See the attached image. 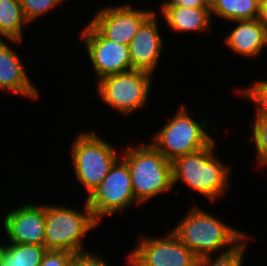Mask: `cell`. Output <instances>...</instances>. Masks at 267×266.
<instances>
[{
	"label": "cell",
	"instance_id": "1",
	"mask_svg": "<svg viewBox=\"0 0 267 266\" xmlns=\"http://www.w3.org/2000/svg\"><path fill=\"white\" fill-rule=\"evenodd\" d=\"M190 211V212H189ZM171 231L197 258L210 256L217 250L232 251L249 238L243 231L232 228L203 209L193 207Z\"/></svg>",
	"mask_w": 267,
	"mask_h": 266
},
{
	"label": "cell",
	"instance_id": "8",
	"mask_svg": "<svg viewBox=\"0 0 267 266\" xmlns=\"http://www.w3.org/2000/svg\"><path fill=\"white\" fill-rule=\"evenodd\" d=\"M86 202L99 224L104 216L115 215L133 202L140 204L133 193L129 168L122 159L119 158L113 164L101 184L89 197H86Z\"/></svg>",
	"mask_w": 267,
	"mask_h": 266
},
{
	"label": "cell",
	"instance_id": "17",
	"mask_svg": "<svg viewBox=\"0 0 267 266\" xmlns=\"http://www.w3.org/2000/svg\"><path fill=\"white\" fill-rule=\"evenodd\" d=\"M210 10L230 22L261 19V0H210Z\"/></svg>",
	"mask_w": 267,
	"mask_h": 266
},
{
	"label": "cell",
	"instance_id": "6",
	"mask_svg": "<svg viewBox=\"0 0 267 266\" xmlns=\"http://www.w3.org/2000/svg\"><path fill=\"white\" fill-rule=\"evenodd\" d=\"M184 106L154 134L151 144L170 162L198 151L213 141L206 132V121L196 122Z\"/></svg>",
	"mask_w": 267,
	"mask_h": 266
},
{
	"label": "cell",
	"instance_id": "19",
	"mask_svg": "<svg viewBox=\"0 0 267 266\" xmlns=\"http://www.w3.org/2000/svg\"><path fill=\"white\" fill-rule=\"evenodd\" d=\"M46 252L41 245L0 244V266H39Z\"/></svg>",
	"mask_w": 267,
	"mask_h": 266
},
{
	"label": "cell",
	"instance_id": "9",
	"mask_svg": "<svg viewBox=\"0 0 267 266\" xmlns=\"http://www.w3.org/2000/svg\"><path fill=\"white\" fill-rule=\"evenodd\" d=\"M167 236L141 237L128 253L130 266H196V255L171 231Z\"/></svg>",
	"mask_w": 267,
	"mask_h": 266
},
{
	"label": "cell",
	"instance_id": "25",
	"mask_svg": "<svg viewBox=\"0 0 267 266\" xmlns=\"http://www.w3.org/2000/svg\"><path fill=\"white\" fill-rule=\"evenodd\" d=\"M69 266H110L103 260L101 255L84 252L74 254Z\"/></svg>",
	"mask_w": 267,
	"mask_h": 266
},
{
	"label": "cell",
	"instance_id": "11",
	"mask_svg": "<svg viewBox=\"0 0 267 266\" xmlns=\"http://www.w3.org/2000/svg\"><path fill=\"white\" fill-rule=\"evenodd\" d=\"M128 5L106 6L98 9L90 23L108 40L129 45L141 25L154 13Z\"/></svg>",
	"mask_w": 267,
	"mask_h": 266
},
{
	"label": "cell",
	"instance_id": "24",
	"mask_svg": "<svg viewBox=\"0 0 267 266\" xmlns=\"http://www.w3.org/2000/svg\"><path fill=\"white\" fill-rule=\"evenodd\" d=\"M73 255L68 251L47 250L39 266H69Z\"/></svg>",
	"mask_w": 267,
	"mask_h": 266
},
{
	"label": "cell",
	"instance_id": "4",
	"mask_svg": "<svg viewBox=\"0 0 267 266\" xmlns=\"http://www.w3.org/2000/svg\"><path fill=\"white\" fill-rule=\"evenodd\" d=\"M84 211H77L65 205H45V239L47 250L68 251L74 254L88 252L83 248V237L98 222L85 200Z\"/></svg>",
	"mask_w": 267,
	"mask_h": 266
},
{
	"label": "cell",
	"instance_id": "14",
	"mask_svg": "<svg viewBox=\"0 0 267 266\" xmlns=\"http://www.w3.org/2000/svg\"><path fill=\"white\" fill-rule=\"evenodd\" d=\"M0 90L30 99L39 96L20 57L3 39H0Z\"/></svg>",
	"mask_w": 267,
	"mask_h": 266
},
{
	"label": "cell",
	"instance_id": "18",
	"mask_svg": "<svg viewBox=\"0 0 267 266\" xmlns=\"http://www.w3.org/2000/svg\"><path fill=\"white\" fill-rule=\"evenodd\" d=\"M25 19L20 0H0V39L13 43L23 40V24Z\"/></svg>",
	"mask_w": 267,
	"mask_h": 266
},
{
	"label": "cell",
	"instance_id": "13",
	"mask_svg": "<svg viewBox=\"0 0 267 266\" xmlns=\"http://www.w3.org/2000/svg\"><path fill=\"white\" fill-rule=\"evenodd\" d=\"M156 11L141 25L129 43L131 70L155 73L158 66L163 40L159 33Z\"/></svg>",
	"mask_w": 267,
	"mask_h": 266
},
{
	"label": "cell",
	"instance_id": "12",
	"mask_svg": "<svg viewBox=\"0 0 267 266\" xmlns=\"http://www.w3.org/2000/svg\"><path fill=\"white\" fill-rule=\"evenodd\" d=\"M8 243L44 246L45 204H25L8 211L3 219Z\"/></svg>",
	"mask_w": 267,
	"mask_h": 266
},
{
	"label": "cell",
	"instance_id": "21",
	"mask_svg": "<svg viewBox=\"0 0 267 266\" xmlns=\"http://www.w3.org/2000/svg\"><path fill=\"white\" fill-rule=\"evenodd\" d=\"M237 92L243 99L247 98L256 104L255 118H267V80L257 81Z\"/></svg>",
	"mask_w": 267,
	"mask_h": 266
},
{
	"label": "cell",
	"instance_id": "15",
	"mask_svg": "<svg viewBox=\"0 0 267 266\" xmlns=\"http://www.w3.org/2000/svg\"><path fill=\"white\" fill-rule=\"evenodd\" d=\"M238 23L232 31L227 34L224 41L227 47L236 54L245 57H257L267 46V27L262 19L237 20Z\"/></svg>",
	"mask_w": 267,
	"mask_h": 266
},
{
	"label": "cell",
	"instance_id": "2",
	"mask_svg": "<svg viewBox=\"0 0 267 266\" xmlns=\"http://www.w3.org/2000/svg\"><path fill=\"white\" fill-rule=\"evenodd\" d=\"M215 140L207 147L177 157L172 162L173 187L177 182L216 202L228 190L231 166L219 161L214 155Z\"/></svg>",
	"mask_w": 267,
	"mask_h": 266
},
{
	"label": "cell",
	"instance_id": "10",
	"mask_svg": "<svg viewBox=\"0 0 267 266\" xmlns=\"http://www.w3.org/2000/svg\"><path fill=\"white\" fill-rule=\"evenodd\" d=\"M79 37L88 52L97 81L108 75L131 70L128 45L106 39L90 22Z\"/></svg>",
	"mask_w": 267,
	"mask_h": 266
},
{
	"label": "cell",
	"instance_id": "3",
	"mask_svg": "<svg viewBox=\"0 0 267 266\" xmlns=\"http://www.w3.org/2000/svg\"><path fill=\"white\" fill-rule=\"evenodd\" d=\"M124 151L120 158L129 168L133 193L140 204L165 191H172V162L151 143L131 145Z\"/></svg>",
	"mask_w": 267,
	"mask_h": 266
},
{
	"label": "cell",
	"instance_id": "27",
	"mask_svg": "<svg viewBox=\"0 0 267 266\" xmlns=\"http://www.w3.org/2000/svg\"><path fill=\"white\" fill-rule=\"evenodd\" d=\"M261 19L267 24V0H261Z\"/></svg>",
	"mask_w": 267,
	"mask_h": 266
},
{
	"label": "cell",
	"instance_id": "26",
	"mask_svg": "<svg viewBox=\"0 0 267 266\" xmlns=\"http://www.w3.org/2000/svg\"><path fill=\"white\" fill-rule=\"evenodd\" d=\"M161 6H182V7H210V0H166Z\"/></svg>",
	"mask_w": 267,
	"mask_h": 266
},
{
	"label": "cell",
	"instance_id": "7",
	"mask_svg": "<svg viewBox=\"0 0 267 266\" xmlns=\"http://www.w3.org/2000/svg\"><path fill=\"white\" fill-rule=\"evenodd\" d=\"M151 79L152 73L135 69L108 75L97 81V92L106 105L128 116L145 107Z\"/></svg>",
	"mask_w": 267,
	"mask_h": 266
},
{
	"label": "cell",
	"instance_id": "16",
	"mask_svg": "<svg viewBox=\"0 0 267 266\" xmlns=\"http://www.w3.org/2000/svg\"><path fill=\"white\" fill-rule=\"evenodd\" d=\"M162 18L167 25L175 32H209L211 26L210 7H182V6H161Z\"/></svg>",
	"mask_w": 267,
	"mask_h": 266
},
{
	"label": "cell",
	"instance_id": "5",
	"mask_svg": "<svg viewBox=\"0 0 267 266\" xmlns=\"http://www.w3.org/2000/svg\"><path fill=\"white\" fill-rule=\"evenodd\" d=\"M75 177L89 197L109 173L121 155L94 131L78 133L71 147Z\"/></svg>",
	"mask_w": 267,
	"mask_h": 266
},
{
	"label": "cell",
	"instance_id": "20",
	"mask_svg": "<svg viewBox=\"0 0 267 266\" xmlns=\"http://www.w3.org/2000/svg\"><path fill=\"white\" fill-rule=\"evenodd\" d=\"M242 241L232 251H222L219 256L212 259L213 256H206L197 259L196 266H242L243 255L245 253V243ZM213 260V261H212Z\"/></svg>",
	"mask_w": 267,
	"mask_h": 266
},
{
	"label": "cell",
	"instance_id": "23",
	"mask_svg": "<svg viewBox=\"0 0 267 266\" xmlns=\"http://www.w3.org/2000/svg\"><path fill=\"white\" fill-rule=\"evenodd\" d=\"M65 0H20L22 11L28 22L39 18Z\"/></svg>",
	"mask_w": 267,
	"mask_h": 266
},
{
	"label": "cell",
	"instance_id": "22",
	"mask_svg": "<svg viewBox=\"0 0 267 266\" xmlns=\"http://www.w3.org/2000/svg\"><path fill=\"white\" fill-rule=\"evenodd\" d=\"M253 141L256 147L258 165H267V118H255L253 121Z\"/></svg>",
	"mask_w": 267,
	"mask_h": 266
}]
</instances>
